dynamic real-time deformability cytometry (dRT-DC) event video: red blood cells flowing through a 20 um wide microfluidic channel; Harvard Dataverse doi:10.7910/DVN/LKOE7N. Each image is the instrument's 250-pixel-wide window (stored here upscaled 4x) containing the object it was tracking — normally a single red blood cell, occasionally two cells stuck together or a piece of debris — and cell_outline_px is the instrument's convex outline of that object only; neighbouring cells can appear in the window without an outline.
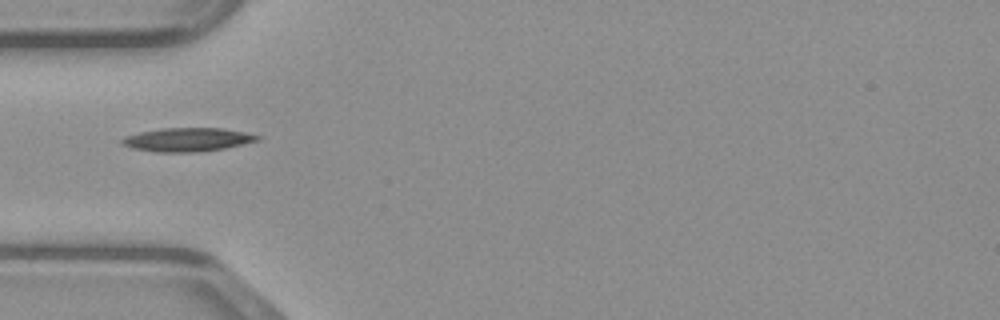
{"species": "common noctule bat (a hibernating species)", "species_latin": "Nyctalus noctula", "temperature_condition": "warm", "stored_images_in_passage": 34, "camera_frame_rate_fps": 3000, "um_per_image_px": 0.085, "animal": {"sex": "male", "body_mass_g": 23.1, "forearm_length_mm": 52.7}, "frame": {"image": 1, "passage_image": 1, "time_ms": 0.0, "image_size_px": [1000, 320], "cell_outline_px": [[260, 140], [224, 148], [200, 152], [156, 152], [132, 148], [120, 144], [120, 140], [124, 136], [140, 132], [164, 128], [220, 128], [244, 132], [260, 136]], "centroid_in_image_um": [15.89, 11.87], "position_along_channel_um": 69.1, "area_um2": 18.61}}
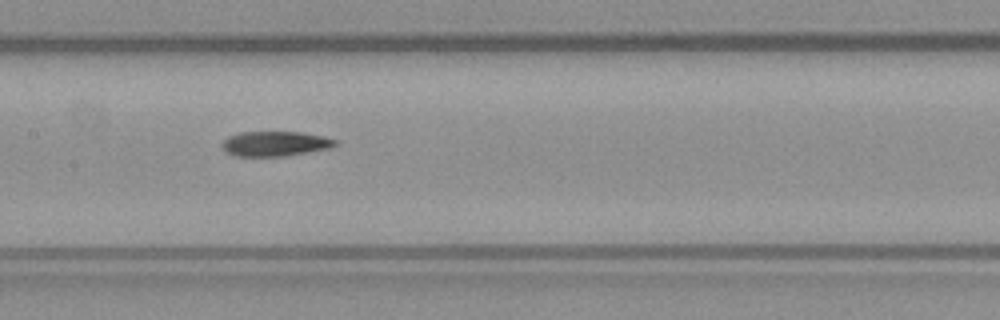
{"frame": {"image": 2, "passage_image": 9, "time_ms": 2.667, "image_size_px": [1000, 320], "cell_outline_px": [[340, 144], [332, 148], [284, 156], [236, 156], [228, 152], [224, 148], [224, 140], [228, 136], [240, 132], [300, 132], [324, 136], [336, 140]], "centroid_in_image_um": [23.46, 12.21], "position_along_channel_um": 183.9, "area_um2": 16.36}}
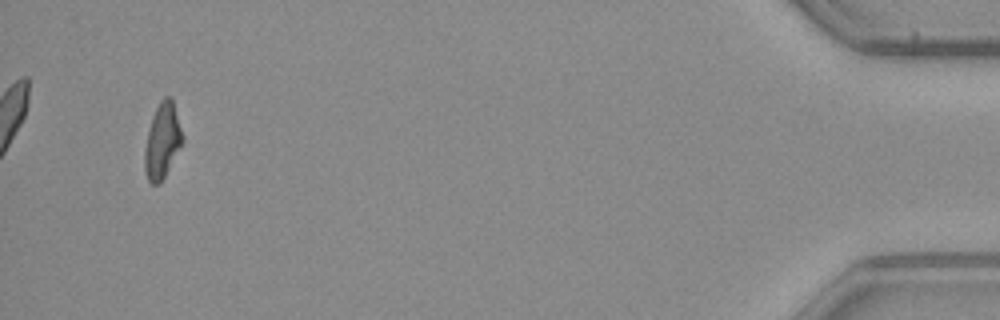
{"frame": {"image": 3, "passage_image": 32, "time_ms": 10.333, "image_size_px": [1000, 320], "cell_outline_px": [[184, 140], [160, 184], [152, 184], [148, 180], [144, 168], [144, 152], [148, 132], [152, 116], [160, 100], [164, 96], [172, 96], [184, 136]], "centroid_in_image_um": [13.81, 11.94], "position_along_channel_um": 421.4, "area_um2": 16.65}}